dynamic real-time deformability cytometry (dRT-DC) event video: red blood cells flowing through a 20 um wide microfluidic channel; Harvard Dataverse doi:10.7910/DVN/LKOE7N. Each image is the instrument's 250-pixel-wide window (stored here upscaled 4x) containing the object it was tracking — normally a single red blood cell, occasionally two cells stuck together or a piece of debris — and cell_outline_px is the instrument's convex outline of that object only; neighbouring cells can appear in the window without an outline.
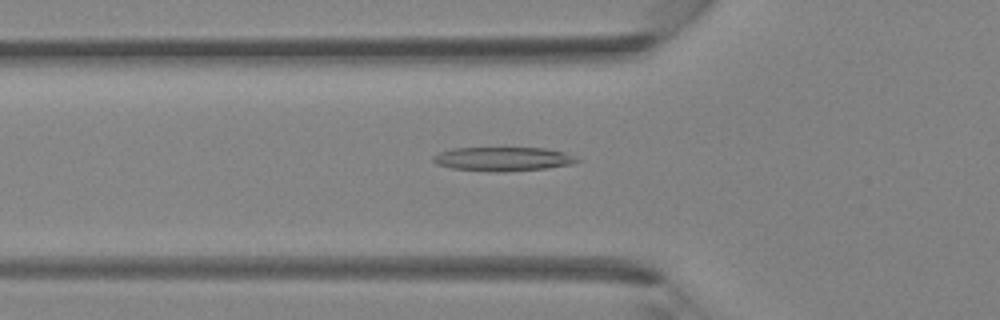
{"species": "Egyptian fruit bat (a non-hibernating species)", "species_latin": "Rousettus aegyptiacus", "temperature_condition": "room temperature", "stored_images_in_passage": 41, "camera_frame_rate_fps": 3000, "um_per_image_px": 0.085, "animal": {"sex": "female"}, "frame": {"image": 1, "passage_image": 14, "time_ms": 4.333, "image_size_px": [1000, 320], "cell_outline_px": [[584, 160], [572, 164], [548, 168], [504, 172], [492, 172], [452, 168], [436, 164], [432, 160], [432, 156], [440, 152], [452, 148], [544, 148], [564, 152], [576, 156]], "centroid_in_image_um": [42.79, 13.52], "position_along_channel_um": 83.0, "area_um2": 20.35}}
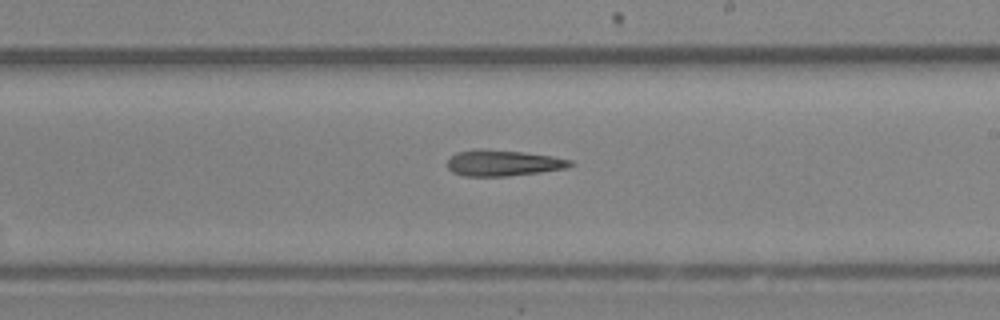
{"frame": {"image": 2, "passage_image": 24, "time_ms": 7.667, "image_size_px": [1000, 320], "cell_outline_px": [[576, 164], [568, 168], [540, 172], [508, 176], [464, 176], [452, 172], [448, 168], [448, 160], [456, 152], [476, 148], [480, 148], [524, 152], [552, 156], [572, 160]], "centroid_in_image_um": [42.78, 13.85], "position_along_channel_um": 246.2, "area_um2": 18.84}}
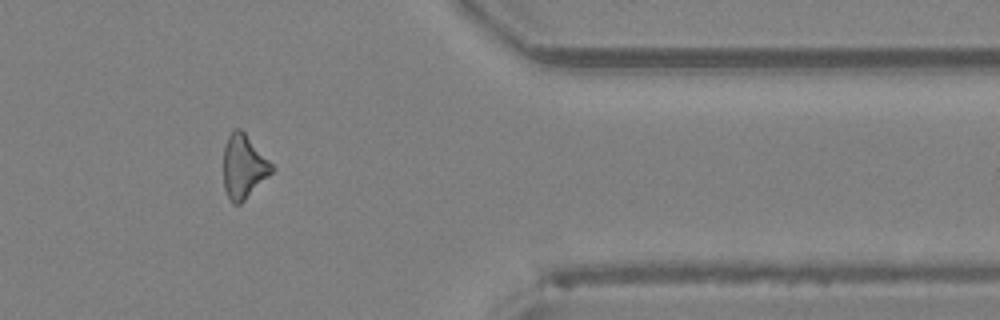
{"frame": {"image": 3, "passage_image": 34, "time_ms": 11.0, "image_size_px": [1000, 320], "cell_outline_px": [[276, 168], [240, 204], [232, 204], [224, 188], [224, 148], [228, 136], [236, 128], [240, 128], [244, 132]], "centroid_in_image_um": [20.7, 14.16], "position_along_channel_um": 390.7, "area_um2": 17.63}}